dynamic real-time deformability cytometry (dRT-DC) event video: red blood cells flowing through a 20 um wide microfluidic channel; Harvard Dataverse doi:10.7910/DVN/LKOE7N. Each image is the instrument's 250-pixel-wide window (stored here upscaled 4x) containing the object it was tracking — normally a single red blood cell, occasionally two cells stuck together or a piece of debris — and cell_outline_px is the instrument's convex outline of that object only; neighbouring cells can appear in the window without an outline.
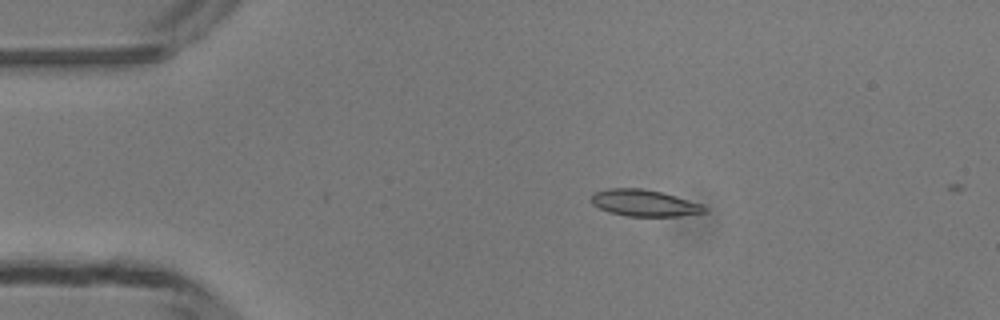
{"species": "common noctule bat (a hibernating species)", "species_latin": "Nyctalus noctula", "temperature_condition": "room temperature", "stored_images_in_passage": 4, "camera_frame_rate_fps": 3000, "um_per_image_px": 0.085, "animal": {"sex": "male", "body_mass_g": 13.3}, "frame": {"image": 1, "passage_image": 3, "time_ms": 2.333, "image_size_px": [1000, 320], "cell_outline_px": [[708, 212], [680, 216], [624, 216], [600, 208], [592, 204], [588, 200], [592, 192], [608, 188], [640, 188], [660, 192], [676, 196], [700, 204], [708, 208]], "centroid_in_image_um": [54.72, 17.25], "position_along_channel_um": 30.3, "area_um2": 17.63}}